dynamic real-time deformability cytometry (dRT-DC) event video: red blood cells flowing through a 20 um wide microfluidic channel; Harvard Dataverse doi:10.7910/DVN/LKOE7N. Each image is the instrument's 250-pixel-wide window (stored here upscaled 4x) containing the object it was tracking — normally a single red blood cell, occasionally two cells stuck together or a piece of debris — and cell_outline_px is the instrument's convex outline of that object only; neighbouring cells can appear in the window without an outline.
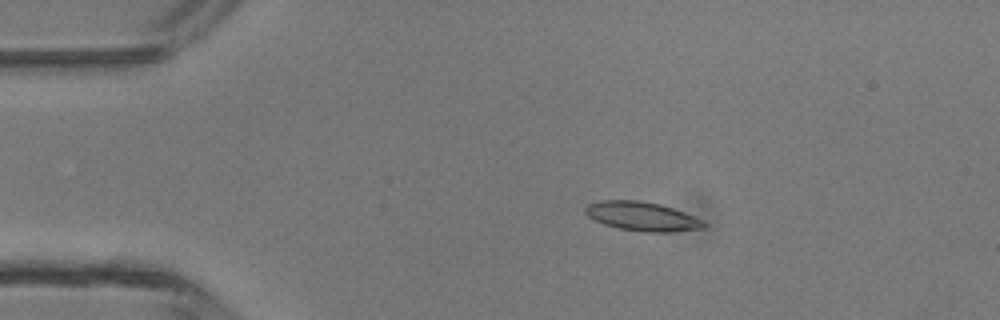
{"species": "common noctule bat (a hibernating species)", "species_latin": "Nyctalus noctula", "temperature_condition": "room temperature", "stored_images_in_passage": 45, "camera_frame_rate_fps": 3000, "um_per_image_px": 0.085, "animal": {"sex": "male", "body_mass_g": 13.3}, "frame": {"image": 1, "passage_image": 8, "time_ms": 2.333, "image_size_px": [1000, 320], "cell_outline_px": [[708, 224], [704, 228], [668, 232], [644, 232], [620, 228], [604, 224], [588, 216], [584, 212], [584, 208], [588, 204], [600, 200], [640, 200], [660, 204], [684, 212], [704, 220]], "centroid_in_image_um": [54.59, 18.38], "position_along_channel_um": 30.4, "area_um2": 20.06}}
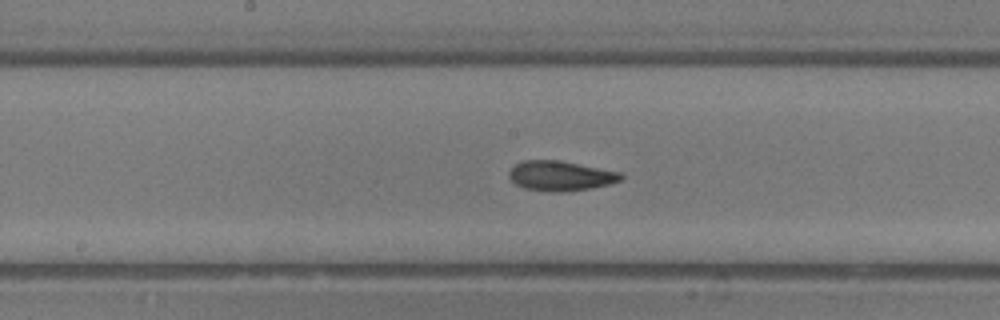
{"frame": {"image": 2, "passage_image": 23, "time_ms": 7.333, "image_size_px": [1000, 320], "cell_outline_px": [[624, 180], [592, 188], [564, 192], [548, 192], [524, 188], [516, 184], [508, 176], [508, 172], [516, 164], [524, 160], [560, 160], [620, 172], [624, 176]], "centroid_in_image_um": [47.66, 14.95], "position_along_channel_um": 200.5, "area_um2": 19.59}}
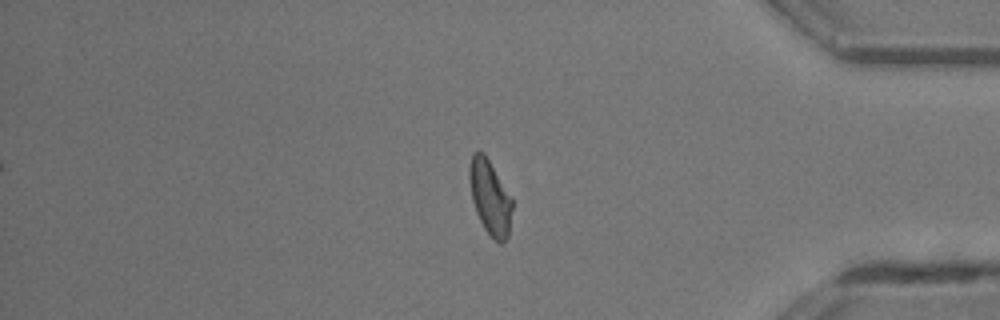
{"frame": {"image": 3, "passage_image": 38, "time_ms": 12.333, "image_size_px": [1000, 320], "cell_outline_px": [[512, 208], [508, 236], [500, 244], [484, 228], [476, 212], [472, 200], [468, 176], [468, 168], [472, 152], [484, 152], [512, 196]], "centroid_in_image_um": [41.64, 16.72], "position_along_channel_um": 393.6, "area_um2": 18.67}, "authors_computed_cell_mechanics": {"area_um2": 19.363, "velocity_mm_per_s": 4.4398, "shape_relaxation_time_tau1_ms": 4.1145, "shape_relaxation_time_tau2_ms": 2.6296, "deformation_change_tau1": 0.1367, "deformation_change_tau2": 0.0889}}